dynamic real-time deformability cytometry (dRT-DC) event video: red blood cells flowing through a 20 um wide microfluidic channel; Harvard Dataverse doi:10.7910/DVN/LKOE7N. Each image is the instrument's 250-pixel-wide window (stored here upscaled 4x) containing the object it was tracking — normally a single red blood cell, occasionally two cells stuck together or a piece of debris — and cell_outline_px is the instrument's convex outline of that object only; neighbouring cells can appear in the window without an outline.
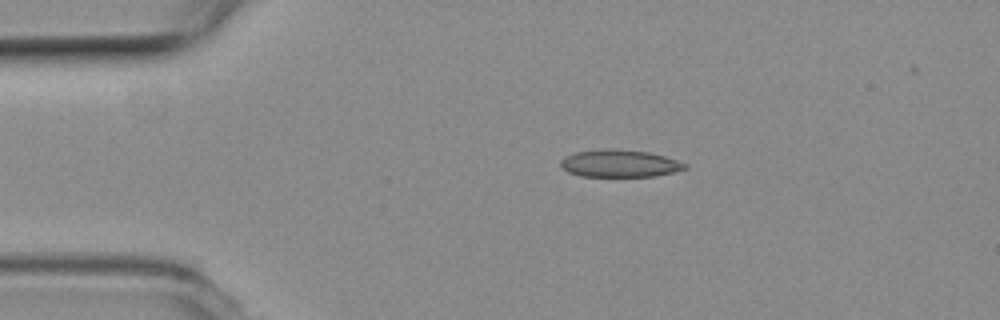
{"species": "common noctule bat (a hibernating species)", "species_latin": "Nyctalus noctula", "temperature_condition": "room temperature", "stored_images_in_passage": 3, "camera_frame_rate_fps": 3000, "um_per_image_px": 0.085, "animal": {"sex": "female", "body_mass_g": 19.3, "forearm_length_mm": 54.1}, "frame": {"image": 1, "passage_image": 1, "time_ms": 0.0, "image_size_px": [1000, 320], "cell_outline_px": [[688, 168], [656, 176], [580, 176], [568, 172], [560, 164], [560, 160], [564, 156], [576, 152], [604, 148], [616, 148], [648, 152], [664, 156], [688, 164]], "centroid_in_image_um": [52.65, 13.88], "position_along_channel_um": 32.3, "area_um2": 19.88}}
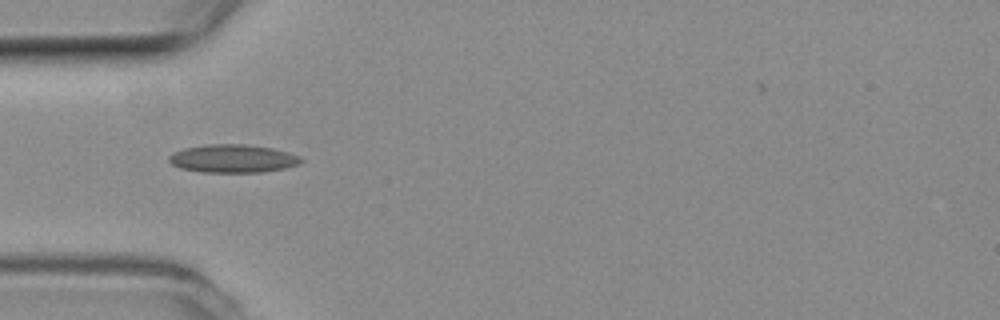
{"frame": {"image": 2, "passage_image": 2, "time_ms": 0.333, "image_size_px": [1000, 320], "cell_outline_px": [[304, 160], [300, 164], [284, 168], [264, 172], [200, 172], [180, 168], [172, 164], [168, 160], [168, 156], [172, 152], [184, 148], [208, 144], [244, 144], [272, 148], [288, 152], [300, 156]], "centroid_in_image_um": [19.78, 13.48], "position_along_channel_um": 65.2, "area_um2": 21.79}}
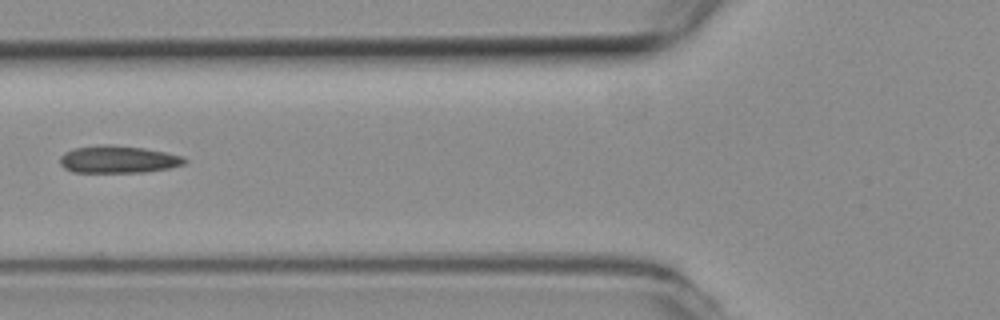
{"frame": {"image": 3, "passage_image": 3, "time_ms": 0.667, "image_size_px": [1000, 320], "cell_outline_px": [[188, 160], [184, 164], [168, 168], [144, 172], [72, 172], [64, 168], [60, 164], [60, 156], [64, 152], [76, 148], [104, 144], [112, 144], [144, 148], [184, 156]], "centroid_in_image_um": [10.04, 13.54], "position_along_channel_um": 115.8, "area_um2": 19.88}}